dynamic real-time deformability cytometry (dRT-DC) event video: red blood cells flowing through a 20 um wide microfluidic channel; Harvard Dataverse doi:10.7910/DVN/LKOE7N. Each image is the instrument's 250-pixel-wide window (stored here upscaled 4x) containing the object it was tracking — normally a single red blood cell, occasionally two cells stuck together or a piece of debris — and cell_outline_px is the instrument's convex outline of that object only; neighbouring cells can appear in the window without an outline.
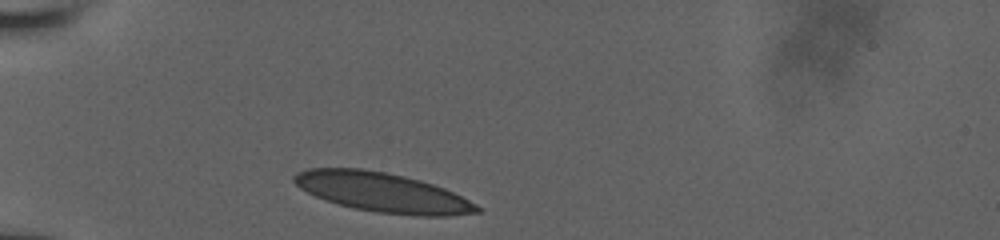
{"species": "human", "species_latin": "Homo sapiens", "temperature_condition": "room temperature", "stored_images_in_passage": 29, "camera_frame_rate_fps": 3000, "um_per_image_px": 0.085, "donor": {"sex": "male"}, "frame": {"image": 1, "passage_image": 1, "time_ms": 0.0, "image_size_px": [1000, 240], "cell_outline_px": [[484, 212], [448, 216], [412, 216], [376, 212], [356, 208], [324, 200], [300, 188], [292, 180], [292, 176], [296, 172], [308, 168], [364, 168], [404, 176], [420, 180], [444, 188], [484, 208]], "centroid_in_image_um": [32.53, 16.35], "position_along_channel_um": 52.5, "area_um2": 42.14}}
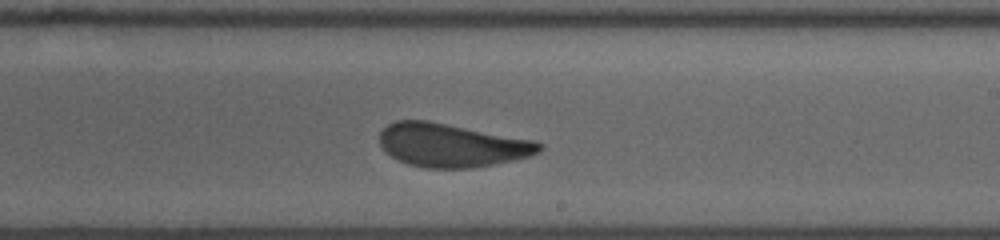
{"frame": {"image": 2, "passage_image": 17, "time_ms": 5.667, "image_size_px": [1000, 240], "cell_outline_px": [[544, 148], [540, 152], [528, 156], [512, 160], [472, 168], [424, 168], [408, 164], [392, 156], [380, 144], [380, 132], [388, 124], [396, 120], [428, 120], [532, 140], [544, 144]], "centroid_in_image_um": [38.39, 12.34], "position_along_channel_um": 250.6, "area_um2": 40.11}}
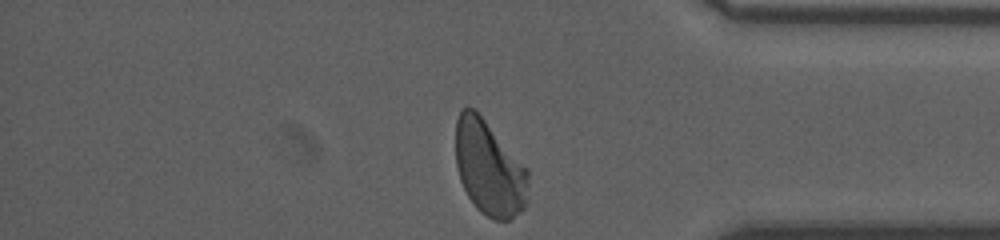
{"frame": {"image": 3, "passage_image": 29, "time_ms": 9.667, "image_size_px": [1000, 240], "cell_outline_px": [[528, 204], [524, 208], [508, 220], [492, 220], [480, 212], [476, 208], [468, 196], [460, 180], [456, 164], [456, 120], [460, 108], [476, 108], [528, 168]], "centroid_in_image_um": [41.59, 14.27], "position_along_channel_um": 393.6, "area_um2": 40.81}}